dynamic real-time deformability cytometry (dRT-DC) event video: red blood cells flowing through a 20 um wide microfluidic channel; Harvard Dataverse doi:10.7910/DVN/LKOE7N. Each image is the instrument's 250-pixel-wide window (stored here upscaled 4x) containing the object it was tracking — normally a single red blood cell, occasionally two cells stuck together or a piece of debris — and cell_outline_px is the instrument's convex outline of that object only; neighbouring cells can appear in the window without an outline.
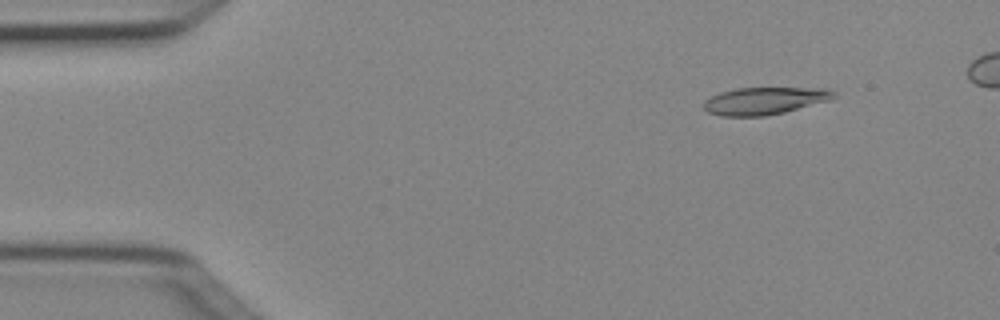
{"species": "Egyptian fruit bat (a non-hibernating species)", "species_latin": "Rousettus aegyptiacus", "temperature_condition": "cold", "stored_images_in_passage": 5, "camera_frame_rate_fps": 3000, "um_per_image_px": 0.085, "animal": {"sex": "female"}, "frame": {"image": 1, "passage_image": 2, "time_ms": 0.333, "image_size_px": [1000, 320], "cell_outline_px": [[836, 96], [832, 100], [784, 112], [764, 116], [720, 116], [708, 112], [704, 108], [704, 100], [720, 92], [736, 88], [824, 88], [836, 92]], "centroid_in_image_um": [65.01, 8.57], "position_along_channel_um": 20.0, "area_um2": 20.75}}